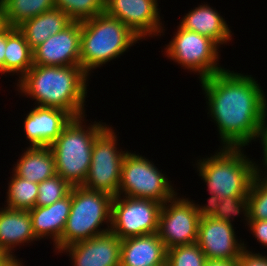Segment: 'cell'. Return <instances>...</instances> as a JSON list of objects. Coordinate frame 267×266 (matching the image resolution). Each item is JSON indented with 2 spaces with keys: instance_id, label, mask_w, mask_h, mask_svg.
Masks as SVG:
<instances>
[{
  "instance_id": "1",
  "label": "cell",
  "mask_w": 267,
  "mask_h": 266,
  "mask_svg": "<svg viewBox=\"0 0 267 266\" xmlns=\"http://www.w3.org/2000/svg\"><path fill=\"white\" fill-rule=\"evenodd\" d=\"M220 147H243L267 132V100L252 75L229 69L200 80Z\"/></svg>"
},
{
  "instance_id": "2",
  "label": "cell",
  "mask_w": 267,
  "mask_h": 266,
  "mask_svg": "<svg viewBox=\"0 0 267 266\" xmlns=\"http://www.w3.org/2000/svg\"><path fill=\"white\" fill-rule=\"evenodd\" d=\"M88 78L80 65H33L18 80L17 89L33 98L37 106L63 109L76 118L85 116Z\"/></svg>"
},
{
  "instance_id": "3",
  "label": "cell",
  "mask_w": 267,
  "mask_h": 266,
  "mask_svg": "<svg viewBox=\"0 0 267 266\" xmlns=\"http://www.w3.org/2000/svg\"><path fill=\"white\" fill-rule=\"evenodd\" d=\"M242 147H223L214 155L197 160L199 176L210 194L208 202L226 196H248L259 165L247 158ZM199 161V162H198Z\"/></svg>"
},
{
  "instance_id": "4",
  "label": "cell",
  "mask_w": 267,
  "mask_h": 266,
  "mask_svg": "<svg viewBox=\"0 0 267 266\" xmlns=\"http://www.w3.org/2000/svg\"><path fill=\"white\" fill-rule=\"evenodd\" d=\"M141 39L119 19L105 12L81 21L80 66L93 69L120 57Z\"/></svg>"
},
{
  "instance_id": "5",
  "label": "cell",
  "mask_w": 267,
  "mask_h": 266,
  "mask_svg": "<svg viewBox=\"0 0 267 266\" xmlns=\"http://www.w3.org/2000/svg\"><path fill=\"white\" fill-rule=\"evenodd\" d=\"M84 118H72L49 146L55 158L56 174L72 187L84 184L91 165L94 140L107 126L95 121L86 127L85 124L82 125Z\"/></svg>"
},
{
  "instance_id": "6",
  "label": "cell",
  "mask_w": 267,
  "mask_h": 266,
  "mask_svg": "<svg viewBox=\"0 0 267 266\" xmlns=\"http://www.w3.org/2000/svg\"><path fill=\"white\" fill-rule=\"evenodd\" d=\"M113 198L105 192L73 186L72 206L60 238V250L110 231ZM103 222L108 227L102 230L100 226Z\"/></svg>"
},
{
  "instance_id": "7",
  "label": "cell",
  "mask_w": 267,
  "mask_h": 266,
  "mask_svg": "<svg viewBox=\"0 0 267 266\" xmlns=\"http://www.w3.org/2000/svg\"><path fill=\"white\" fill-rule=\"evenodd\" d=\"M165 176L145 156L128 151L121 167L118 195L150 199L164 204L177 194L171 181Z\"/></svg>"
},
{
  "instance_id": "8",
  "label": "cell",
  "mask_w": 267,
  "mask_h": 266,
  "mask_svg": "<svg viewBox=\"0 0 267 266\" xmlns=\"http://www.w3.org/2000/svg\"><path fill=\"white\" fill-rule=\"evenodd\" d=\"M112 129L106 126L95 138L91 165L82 187L115 197L119 192L122 163L128 151L117 150L118 139Z\"/></svg>"
},
{
  "instance_id": "9",
  "label": "cell",
  "mask_w": 267,
  "mask_h": 266,
  "mask_svg": "<svg viewBox=\"0 0 267 266\" xmlns=\"http://www.w3.org/2000/svg\"><path fill=\"white\" fill-rule=\"evenodd\" d=\"M177 27L172 41L164 48L168 58L190 72L199 73L200 80L226 69L218 65L219 46L212 39Z\"/></svg>"
},
{
  "instance_id": "10",
  "label": "cell",
  "mask_w": 267,
  "mask_h": 266,
  "mask_svg": "<svg viewBox=\"0 0 267 266\" xmlns=\"http://www.w3.org/2000/svg\"><path fill=\"white\" fill-rule=\"evenodd\" d=\"M163 203L116 195L112 202L110 231L121 240L158 232Z\"/></svg>"
},
{
  "instance_id": "11",
  "label": "cell",
  "mask_w": 267,
  "mask_h": 266,
  "mask_svg": "<svg viewBox=\"0 0 267 266\" xmlns=\"http://www.w3.org/2000/svg\"><path fill=\"white\" fill-rule=\"evenodd\" d=\"M203 212V206L184 197L177 198V194L166 201L161 208L157 232L165 248L197 242Z\"/></svg>"
},
{
  "instance_id": "12",
  "label": "cell",
  "mask_w": 267,
  "mask_h": 266,
  "mask_svg": "<svg viewBox=\"0 0 267 266\" xmlns=\"http://www.w3.org/2000/svg\"><path fill=\"white\" fill-rule=\"evenodd\" d=\"M158 0H105V13L119 19L140 39L161 36ZM157 34V35H156ZM153 35V36H152Z\"/></svg>"
},
{
  "instance_id": "13",
  "label": "cell",
  "mask_w": 267,
  "mask_h": 266,
  "mask_svg": "<svg viewBox=\"0 0 267 266\" xmlns=\"http://www.w3.org/2000/svg\"><path fill=\"white\" fill-rule=\"evenodd\" d=\"M235 233L233 224L204 211L198 225L197 243L208 260H237L244 250V241L238 242Z\"/></svg>"
},
{
  "instance_id": "14",
  "label": "cell",
  "mask_w": 267,
  "mask_h": 266,
  "mask_svg": "<svg viewBox=\"0 0 267 266\" xmlns=\"http://www.w3.org/2000/svg\"><path fill=\"white\" fill-rule=\"evenodd\" d=\"M81 21H72L33 50V64L40 66L80 65Z\"/></svg>"
},
{
  "instance_id": "15",
  "label": "cell",
  "mask_w": 267,
  "mask_h": 266,
  "mask_svg": "<svg viewBox=\"0 0 267 266\" xmlns=\"http://www.w3.org/2000/svg\"><path fill=\"white\" fill-rule=\"evenodd\" d=\"M59 252L69 254L74 266H120L121 239L108 231L72 243Z\"/></svg>"
},
{
  "instance_id": "16",
  "label": "cell",
  "mask_w": 267,
  "mask_h": 266,
  "mask_svg": "<svg viewBox=\"0 0 267 266\" xmlns=\"http://www.w3.org/2000/svg\"><path fill=\"white\" fill-rule=\"evenodd\" d=\"M73 117L63 109L35 106L24 118V131L31 147H49Z\"/></svg>"
},
{
  "instance_id": "17",
  "label": "cell",
  "mask_w": 267,
  "mask_h": 266,
  "mask_svg": "<svg viewBox=\"0 0 267 266\" xmlns=\"http://www.w3.org/2000/svg\"><path fill=\"white\" fill-rule=\"evenodd\" d=\"M72 206V189L70 193L49 206H35L29 210L32 230L40 240L44 237L53 239L54 248L60 251V238L66 226Z\"/></svg>"
},
{
  "instance_id": "18",
  "label": "cell",
  "mask_w": 267,
  "mask_h": 266,
  "mask_svg": "<svg viewBox=\"0 0 267 266\" xmlns=\"http://www.w3.org/2000/svg\"><path fill=\"white\" fill-rule=\"evenodd\" d=\"M167 249L158 233L121 240L120 266L167 265Z\"/></svg>"
},
{
  "instance_id": "19",
  "label": "cell",
  "mask_w": 267,
  "mask_h": 266,
  "mask_svg": "<svg viewBox=\"0 0 267 266\" xmlns=\"http://www.w3.org/2000/svg\"><path fill=\"white\" fill-rule=\"evenodd\" d=\"M37 241L32 230L29 210L11 208L0 209V250L4 254L14 255L16 245Z\"/></svg>"
},
{
  "instance_id": "20",
  "label": "cell",
  "mask_w": 267,
  "mask_h": 266,
  "mask_svg": "<svg viewBox=\"0 0 267 266\" xmlns=\"http://www.w3.org/2000/svg\"><path fill=\"white\" fill-rule=\"evenodd\" d=\"M185 15L179 24L182 28L212 39L219 47L232 39L225 19L208 4L195 7Z\"/></svg>"
},
{
  "instance_id": "21",
  "label": "cell",
  "mask_w": 267,
  "mask_h": 266,
  "mask_svg": "<svg viewBox=\"0 0 267 266\" xmlns=\"http://www.w3.org/2000/svg\"><path fill=\"white\" fill-rule=\"evenodd\" d=\"M72 21L61 9L53 8L26 20L17 28L23 33L30 48L34 50L51 35L61 32Z\"/></svg>"
},
{
  "instance_id": "22",
  "label": "cell",
  "mask_w": 267,
  "mask_h": 266,
  "mask_svg": "<svg viewBox=\"0 0 267 266\" xmlns=\"http://www.w3.org/2000/svg\"><path fill=\"white\" fill-rule=\"evenodd\" d=\"M14 167L16 176L38 184L56 174L55 158L49 147L28 146Z\"/></svg>"
},
{
  "instance_id": "23",
  "label": "cell",
  "mask_w": 267,
  "mask_h": 266,
  "mask_svg": "<svg viewBox=\"0 0 267 266\" xmlns=\"http://www.w3.org/2000/svg\"><path fill=\"white\" fill-rule=\"evenodd\" d=\"M4 74L17 73L21 79L33 64V50L17 27H6Z\"/></svg>"
},
{
  "instance_id": "24",
  "label": "cell",
  "mask_w": 267,
  "mask_h": 266,
  "mask_svg": "<svg viewBox=\"0 0 267 266\" xmlns=\"http://www.w3.org/2000/svg\"><path fill=\"white\" fill-rule=\"evenodd\" d=\"M7 24L18 27L26 20L55 8V0H2Z\"/></svg>"
},
{
  "instance_id": "25",
  "label": "cell",
  "mask_w": 267,
  "mask_h": 266,
  "mask_svg": "<svg viewBox=\"0 0 267 266\" xmlns=\"http://www.w3.org/2000/svg\"><path fill=\"white\" fill-rule=\"evenodd\" d=\"M6 207L30 210L35 207L38 197V183H33L12 174L8 184Z\"/></svg>"
},
{
  "instance_id": "26",
  "label": "cell",
  "mask_w": 267,
  "mask_h": 266,
  "mask_svg": "<svg viewBox=\"0 0 267 266\" xmlns=\"http://www.w3.org/2000/svg\"><path fill=\"white\" fill-rule=\"evenodd\" d=\"M207 203V205H203L204 211L215 219L232 224V217L234 218V216L243 212L244 220L247 224L249 223L248 196H226L220 200H211Z\"/></svg>"
},
{
  "instance_id": "27",
  "label": "cell",
  "mask_w": 267,
  "mask_h": 266,
  "mask_svg": "<svg viewBox=\"0 0 267 266\" xmlns=\"http://www.w3.org/2000/svg\"><path fill=\"white\" fill-rule=\"evenodd\" d=\"M55 8L73 21H83L104 13L105 0H55Z\"/></svg>"
},
{
  "instance_id": "28",
  "label": "cell",
  "mask_w": 267,
  "mask_h": 266,
  "mask_svg": "<svg viewBox=\"0 0 267 266\" xmlns=\"http://www.w3.org/2000/svg\"><path fill=\"white\" fill-rule=\"evenodd\" d=\"M259 173L255 176L248 195L249 220H267V179Z\"/></svg>"
},
{
  "instance_id": "29",
  "label": "cell",
  "mask_w": 267,
  "mask_h": 266,
  "mask_svg": "<svg viewBox=\"0 0 267 266\" xmlns=\"http://www.w3.org/2000/svg\"><path fill=\"white\" fill-rule=\"evenodd\" d=\"M206 260L197 242L167 249V266H204Z\"/></svg>"
},
{
  "instance_id": "30",
  "label": "cell",
  "mask_w": 267,
  "mask_h": 266,
  "mask_svg": "<svg viewBox=\"0 0 267 266\" xmlns=\"http://www.w3.org/2000/svg\"><path fill=\"white\" fill-rule=\"evenodd\" d=\"M72 186L60 175L54 176L38 184V197L35 206H49L56 201L66 197Z\"/></svg>"
},
{
  "instance_id": "31",
  "label": "cell",
  "mask_w": 267,
  "mask_h": 266,
  "mask_svg": "<svg viewBox=\"0 0 267 266\" xmlns=\"http://www.w3.org/2000/svg\"><path fill=\"white\" fill-rule=\"evenodd\" d=\"M246 244L240 257L237 259L238 266H267V256L248 251ZM253 252V253H252Z\"/></svg>"
},
{
  "instance_id": "32",
  "label": "cell",
  "mask_w": 267,
  "mask_h": 266,
  "mask_svg": "<svg viewBox=\"0 0 267 266\" xmlns=\"http://www.w3.org/2000/svg\"><path fill=\"white\" fill-rule=\"evenodd\" d=\"M247 226L257 241L267 247V220H249Z\"/></svg>"
},
{
  "instance_id": "33",
  "label": "cell",
  "mask_w": 267,
  "mask_h": 266,
  "mask_svg": "<svg viewBox=\"0 0 267 266\" xmlns=\"http://www.w3.org/2000/svg\"><path fill=\"white\" fill-rule=\"evenodd\" d=\"M6 49V28L0 32V73L4 74V60Z\"/></svg>"
},
{
  "instance_id": "34",
  "label": "cell",
  "mask_w": 267,
  "mask_h": 266,
  "mask_svg": "<svg viewBox=\"0 0 267 266\" xmlns=\"http://www.w3.org/2000/svg\"><path fill=\"white\" fill-rule=\"evenodd\" d=\"M22 263L18 258L8 254H3L0 257V266H23Z\"/></svg>"
},
{
  "instance_id": "35",
  "label": "cell",
  "mask_w": 267,
  "mask_h": 266,
  "mask_svg": "<svg viewBox=\"0 0 267 266\" xmlns=\"http://www.w3.org/2000/svg\"><path fill=\"white\" fill-rule=\"evenodd\" d=\"M204 266H238L237 260H206Z\"/></svg>"
},
{
  "instance_id": "36",
  "label": "cell",
  "mask_w": 267,
  "mask_h": 266,
  "mask_svg": "<svg viewBox=\"0 0 267 266\" xmlns=\"http://www.w3.org/2000/svg\"><path fill=\"white\" fill-rule=\"evenodd\" d=\"M258 140H260L261 144H262L261 146L263 148V155H264L262 161H263V165H265V169L267 171V132L265 133V135L262 139H258ZM266 171H264L265 175L263 174V176L267 179V172Z\"/></svg>"
},
{
  "instance_id": "37",
  "label": "cell",
  "mask_w": 267,
  "mask_h": 266,
  "mask_svg": "<svg viewBox=\"0 0 267 266\" xmlns=\"http://www.w3.org/2000/svg\"><path fill=\"white\" fill-rule=\"evenodd\" d=\"M8 26L3 1L0 0V32Z\"/></svg>"
},
{
  "instance_id": "38",
  "label": "cell",
  "mask_w": 267,
  "mask_h": 266,
  "mask_svg": "<svg viewBox=\"0 0 267 266\" xmlns=\"http://www.w3.org/2000/svg\"><path fill=\"white\" fill-rule=\"evenodd\" d=\"M4 253L0 250V257L3 255Z\"/></svg>"
}]
</instances>
